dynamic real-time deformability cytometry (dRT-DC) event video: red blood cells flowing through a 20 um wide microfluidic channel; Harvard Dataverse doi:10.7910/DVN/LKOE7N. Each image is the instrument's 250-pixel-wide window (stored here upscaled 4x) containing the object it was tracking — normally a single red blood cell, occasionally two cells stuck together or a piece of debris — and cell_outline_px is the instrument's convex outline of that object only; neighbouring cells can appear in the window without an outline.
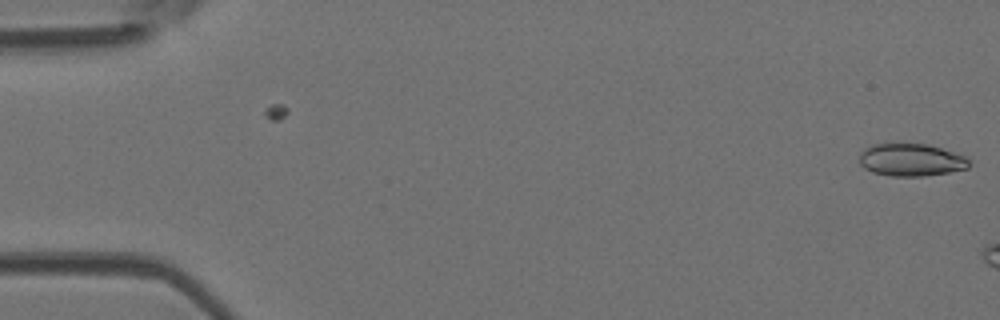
{"species": "Egyptian fruit bat (a non-hibernating species)", "species_latin": "Rousettus aegyptiacus", "temperature_condition": "room temperature", "stored_images_in_passage": 6, "camera_frame_rate_fps": 3000, "um_per_image_px": 0.085, "animal": {"sex": "female"}, "frame": {"image": 1, "passage_image": 6, "time_ms": 1.667, "image_size_px": [1000, 320], "cell_outline_px": [[968, 168], [948, 172], [920, 176], [892, 176], [872, 172], [864, 168], [860, 164], [860, 152], [864, 148], [872, 144], [928, 144], [964, 156], [968, 160]], "centroid_in_image_um": [77.39, 13.59], "position_along_channel_um": 7.6, "area_um2": 20.52}}